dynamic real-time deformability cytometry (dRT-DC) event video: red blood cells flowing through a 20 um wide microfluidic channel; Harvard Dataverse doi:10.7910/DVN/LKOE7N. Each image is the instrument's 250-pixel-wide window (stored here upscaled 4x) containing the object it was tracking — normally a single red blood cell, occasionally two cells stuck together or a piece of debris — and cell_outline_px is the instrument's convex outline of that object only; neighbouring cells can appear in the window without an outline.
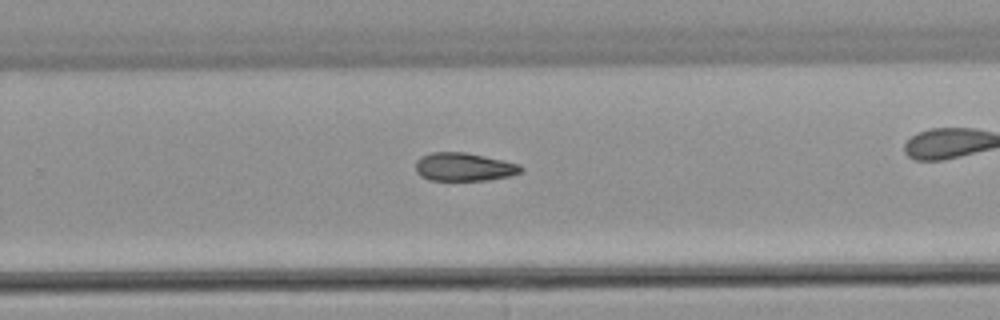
{"species": "common noctule bat (a hibernating species)", "species_latin": "Nyctalus noctula", "temperature_condition": "warm", "stored_images_in_passage": 24, "camera_frame_rate_fps": 3000, "um_per_image_px": 0.085, "animal": {"sex": "male", "body_mass_g": 21.5, "forearm_length_mm": 52.0}, "frame": {"image": 1, "passage_image": 17, "time_ms": 5.333, "image_size_px": [1000, 320], "cell_outline_px": [[524, 168], [520, 172], [512, 176], [488, 180], [428, 180], [420, 176], [416, 172], [416, 160], [420, 156], [432, 152], [464, 152], [484, 156], [520, 164]], "centroid_in_image_um": [39.43, 14.19], "position_along_channel_um": 290.4, "area_um2": 17.46}}